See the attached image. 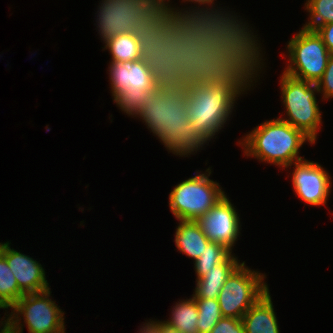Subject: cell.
Returning <instances> with one entry per match:
<instances>
[{"label": "cell", "mask_w": 333, "mask_h": 333, "mask_svg": "<svg viewBox=\"0 0 333 333\" xmlns=\"http://www.w3.org/2000/svg\"><path fill=\"white\" fill-rule=\"evenodd\" d=\"M145 101L136 116L173 154L185 157L208 143L189 121L186 87H158Z\"/></svg>", "instance_id": "6da1fadb"}, {"label": "cell", "mask_w": 333, "mask_h": 333, "mask_svg": "<svg viewBox=\"0 0 333 333\" xmlns=\"http://www.w3.org/2000/svg\"><path fill=\"white\" fill-rule=\"evenodd\" d=\"M169 6V7H168ZM178 11V12H177ZM164 26L176 37L202 36L211 42L214 49H224V60L221 66L218 79L212 84L228 88L233 74L240 62L242 45L240 34L230 22L223 21V18L212 15L204 8L189 9L182 12L174 10L166 3L164 11Z\"/></svg>", "instance_id": "7a4b0ae2"}, {"label": "cell", "mask_w": 333, "mask_h": 333, "mask_svg": "<svg viewBox=\"0 0 333 333\" xmlns=\"http://www.w3.org/2000/svg\"><path fill=\"white\" fill-rule=\"evenodd\" d=\"M142 50V59L159 87H178L182 68V40L164 26V12L154 21L140 23L133 31Z\"/></svg>", "instance_id": "3957f363"}, {"label": "cell", "mask_w": 333, "mask_h": 333, "mask_svg": "<svg viewBox=\"0 0 333 333\" xmlns=\"http://www.w3.org/2000/svg\"><path fill=\"white\" fill-rule=\"evenodd\" d=\"M242 140L239 144L244 147L246 156L282 168L291 167L294 162L303 159L298 154L306 141L314 143L303 131L279 118L261 123Z\"/></svg>", "instance_id": "277c9868"}, {"label": "cell", "mask_w": 333, "mask_h": 333, "mask_svg": "<svg viewBox=\"0 0 333 333\" xmlns=\"http://www.w3.org/2000/svg\"><path fill=\"white\" fill-rule=\"evenodd\" d=\"M186 89L189 121L210 141L229 120L236 98L226 88L212 84L191 85Z\"/></svg>", "instance_id": "5b68a950"}, {"label": "cell", "mask_w": 333, "mask_h": 333, "mask_svg": "<svg viewBox=\"0 0 333 333\" xmlns=\"http://www.w3.org/2000/svg\"><path fill=\"white\" fill-rule=\"evenodd\" d=\"M109 77L112 96L118 107L136 117L146 98L159 86L143 59L110 62Z\"/></svg>", "instance_id": "8992f818"}, {"label": "cell", "mask_w": 333, "mask_h": 333, "mask_svg": "<svg viewBox=\"0 0 333 333\" xmlns=\"http://www.w3.org/2000/svg\"><path fill=\"white\" fill-rule=\"evenodd\" d=\"M100 5L97 28L104 42L122 33H132L140 23L154 21L165 11L160 0H102Z\"/></svg>", "instance_id": "52a82bcc"}, {"label": "cell", "mask_w": 333, "mask_h": 333, "mask_svg": "<svg viewBox=\"0 0 333 333\" xmlns=\"http://www.w3.org/2000/svg\"><path fill=\"white\" fill-rule=\"evenodd\" d=\"M281 97L287 118H279L294 128L303 131L315 143L321 125V112L315 97L319 92L317 84L300 80L282 73Z\"/></svg>", "instance_id": "ba28073f"}, {"label": "cell", "mask_w": 333, "mask_h": 333, "mask_svg": "<svg viewBox=\"0 0 333 333\" xmlns=\"http://www.w3.org/2000/svg\"><path fill=\"white\" fill-rule=\"evenodd\" d=\"M182 68L178 71V87L213 84L219 77L224 60V49L215 46L202 36H183Z\"/></svg>", "instance_id": "9c48e42d"}, {"label": "cell", "mask_w": 333, "mask_h": 333, "mask_svg": "<svg viewBox=\"0 0 333 333\" xmlns=\"http://www.w3.org/2000/svg\"><path fill=\"white\" fill-rule=\"evenodd\" d=\"M207 173L197 174L179 183L169 194V206L177 220H197L225 195L219 183Z\"/></svg>", "instance_id": "30bf717a"}, {"label": "cell", "mask_w": 333, "mask_h": 333, "mask_svg": "<svg viewBox=\"0 0 333 333\" xmlns=\"http://www.w3.org/2000/svg\"><path fill=\"white\" fill-rule=\"evenodd\" d=\"M264 278L265 275L252 271L242 262L226 279L218 295L222 316L241 319L269 291Z\"/></svg>", "instance_id": "8fae6325"}, {"label": "cell", "mask_w": 333, "mask_h": 333, "mask_svg": "<svg viewBox=\"0 0 333 333\" xmlns=\"http://www.w3.org/2000/svg\"><path fill=\"white\" fill-rule=\"evenodd\" d=\"M289 64L284 73L317 84L325 72L330 56L316 31L302 29L287 44Z\"/></svg>", "instance_id": "7c38bea8"}, {"label": "cell", "mask_w": 333, "mask_h": 333, "mask_svg": "<svg viewBox=\"0 0 333 333\" xmlns=\"http://www.w3.org/2000/svg\"><path fill=\"white\" fill-rule=\"evenodd\" d=\"M50 295V289L24 294L11 307L12 327L22 333L20 315H24L29 333H65L64 312L49 298Z\"/></svg>", "instance_id": "4fadbf2b"}, {"label": "cell", "mask_w": 333, "mask_h": 333, "mask_svg": "<svg viewBox=\"0 0 333 333\" xmlns=\"http://www.w3.org/2000/svg\"><path fill=\"white\" fill-rule=\"evenodd\" d=\"M204 10L208 13H211L212 15L223 18V21L225 22H230L240 34L239 37L243 43L242 55L240 62L233 74L230 86L227 88V90L234 96V98H237L242 92H245L246 89H249L252 86L251 84L253 80H255L254 78L257 77L259 68L260 70L262 68L260 67L262 66L260 65L262 64L260 61L263 60L260 53L261 49H259L260 44H258V40H256L257 37L252 35L253 33L251 30H249V26H246V23L244 24L241 20L239 21L235 15H230L229 12L225 13L224 11L222 12L216 10L215 8L212 10L206 7Z\"/></svg>", "instance_id": "5bb4252c"}, {"label": "cell", "mask_w": 333, "mask_h": 333, "mask_svg": "<svg viewBox=\"0 0 333 333\" xmlns=\"http://www.w3.org/2000/svg\"><path fill=\"white\" fill-rule=\"evenodd\" d=\"M235 209L225 194L196 220L210 242L224 246L231 253L241 227L239 214Z\"/></svg>", "instance_id": "9a60e30c"}, {"label": "cell", "mask_w": 333, "mask_h": 333, "mask_svg": "<svg viewBox=\"0 0 333 333\" xmlns=\"http://www.w3.org/2000/svg\"><path fill=\"white\" fill-rule=\"evenodd\" d=\"M293 188L302 201L312 206L326 205L331 191L330 176L318 162L302 159L293 163Z\"/></svg>", "instance_id": "2e32d148"}, {"label": "cell", "mask_w": 333, "mask_h": 333, "mask_svg": "<svg viewBox=\"0 0 333 333\" xmlns=\"http://www.w3.org/2000/svg\"><path fill=\"white\" fill-rule=\"evenodd\" d=\"M9 245V242L0 243V254L6 259L19 289L24 294L50 289L42 265L30 256L11 249Z\"/></svg>", "instance_id": "e0dca14e"}, {"label": "cell", "mask_w": 333, "mask_h": 333, "mask_svg": "<svg viewBox=\"0 0 333 333\" xmlns=\"http://www.w3.org/2000/svg\"><path fill=\"white\" fill-rule=\"evenodd\" d=\"M269 291L264 294L241 318L245 333H279Z\"/></svg>", "instance_id": "ac0fdd59"}, {"label": "cell", "mask_w": 333, "mask_h": 333, "mask_svg": "<svg viewBox=\"0 0 333 333\" xmlns=\"http://www.w3.org/2000/svg\"><path fill=\"white\" fill-rule=\"evenodd\" d=\"M239 260L232 253L213 269L208 270L196 280L194 298L217 299L229 275L240 265Z\"/></svg>", "instance_id": "d6986e66"}, {"label": "cell", "mask_w": 333, "mask_h": 333, "mask_svg": "<svg viewBox=\"0 0 333 333\" xmlns=\"http://www.w3.org/2000/svg\"><path fill=\"white\" fill-rule=\"evenodd\" d=\"M175 232V244L178 251L194 261L199 258L210 242L196 220H179Z\"/></svg>", "instance_id": "ffe728a7"}, {"label": "cell", "mask_w": 333, "mask_h": 333, "mask_svg": "<svg viewBox=\"0 0 333 333\" xmlns=\"http://www.w3.org/2000/svg\"><path fill=\"white\" fill-rule=\"evenodd\" d=\"M104 49L111 53V62L136 61L142 59L141 45L133 33H122L105 42Z\"/></svg>", "instance_id": "44dd1931"}, {"label": "cell", "mask_w": 333, "mask_h": 333, "mask_svg": "<svg viewBox=\"0 0 333 333\" xmlns=\"http://www.w3.org/2000/svg\"><path fill=\"white\" fill-rule=\"evenodd\" d=\"M197 320L198 307L192 296V298L181 300L175 304L170 320L164 321V323L181 333H198Z\"/></svg>", "instance_id": "7402d4cb"}, {"label": "cell", "mask_w": 333, "mask_h": 333, "mask_svg": "<svg viewBox=\"0 0 333 333\" xmlns=\"http://www.w3.org/2000/svg\"><path fill=\"white\" fill-rule=\"evenodd\" d=\"M23 295L6 259L0 254V301L11 308Z\"/></svg>", "instance_id": "603a6c76"}, {"label": "cell", "mask_w": 333, "mask_h": 333, "mask_svg": "<svg viewBox=\"0 0 333 333\" xmlns=\"http://www.w3.org/2000/svg\"><path fill=\"white\" fill-rule=\"evenodd\" d=\"M198 307V333H210L223 317L217 299L194 298Z\"/></svg>", "instance_id": "cb8c5ba5"}, {"label": "cell", "mask_w": 333, "mask_h": 333, "mask_svg": "<svg viewBox=\"0 0 333 333\" xmlns=\"http://www.w3.org/2000/svg\"><path fill=\"white\" fill-rule=\"evenodd\" d=\"M231 252L224 246L215 242H209L202 255L194 261L197 279L201 278L208 270L213 269L217 264L222 263Z\"/></svg>", "instance_id": "d4e9b609"}, {"label": "cell", "mask_w": 333, "mask_h": 333, "mask_svg": "<svg viewBox=\"0 0 333 333\" xmlns=\"http://www.w3.org/2000/svg\"><path fill=\"white\" fill-rule=\"evenodd\" d=\"M306 10L310 20L303 26L315 31L318 27L333 22V0H307Z\"/></svg>", "instance_id": "484cf974"}, {"label": "cell", "mask_w": 333, "mask_h": 333, "mask_svg": "<svg viewBox=\"0 0 333 333\" xmlns=\"http://www.w3.org/2000/svg\"><path fill=\"white\" fill-rule=\"evenodd\" d=\"M319 92L323 95V99L333 97V54H330L325 72L322 78L317 82Z\"/></svg>", "instance_id": "4316f807"}, {"label": "cell", "mask_w": 333, "mask_h": 333, "mask_svg": "<svg viewBox=\"0 0 333 333\" xmlns=\"http://www.w3.org/2000/svg\"><path fill=\"white\" fill-rule=\"evenodd\" d=\"M210 333H245L242 319L222 317Z\"/></svg>", "instance_id": "83f0119b"}, {"label": "cell", "mask_w": 333, "mask_h": 333, "mask_svg": "<svg viewBox=\"0 0 333 333\" xmlns=\"http://www.w3.org/2000/svg\"><path fill=\"white\" fill-rule=\"evenodd\" d=\"M322 38L328 51L333 54V22L322 25L315 30Z\"/></svg>", "instance_id": "f1b7e54d"}, {"label": "cell", "mask_w": 333, "mask_h": 333, "mask_svg": "<svg viewBox=\"0 0 333 333\" xmlns=\"http://www.w3.org/2000/svg\"><path fill=\"white\" fill-rule=\"evenodd\" d=\"M164 321H148L146 324L144 323L142 326L143 328H140V332L139 333H162V328L164 325Z\"/></svg>", "instance_id": "f546056e"}, {"label": "cell", "mask_w": 333, "mask_h": 333, "mask_svg": "<svg viewBox=\"0 0 333 333\" xmlns=\"http://www.w3.org/2000/svg\"><path fill=\"white\" fill-rule=\"evenodd\" d=\"M2 320L4 321H0V323L2 322L1 326L3 329L2 328L0 329L1 330L0 333H20L12 327L11 316H9L6 320L5 319Z\"/></svg>", "instance_id": "4dcf8cb0"}, {"label": "cell", "mask_w": 333, "mask_h": 333, "mask_svg": "<svg viewBox=\"0 0 333 333\" xmlns=\"http://www.w3.org/2000/svg\"><path fill=\"white\" fill-rule=\"evenodd\" d=\"M162 333H181L177 329L171 328L168 325L164 324L162 328Z\"/></svg>", "instance_id": "1f68e13d"}, {"label": "cell", "mask_w": 333, "mask_h": 333, "mask_svg": "<svg viewBox=\"0 0 333 333\" xmlns=\"http://www.w3.org/2000/svg\"><path fill=\"white\" fill-rule=\"evenodd\" d=\"M184 1H185V2H186V1H189V2H190V1H191V2H194V3H198L199 5H202V4H203V5H204V4H205V5H206V4L209 5V4H213V3H214V0H184Z\"/></svg>", "instance_id": "d6a6232c"}, {"label": "cell", "mask_w": 333, "mask_h": 333, "mask_svg": "<svg viewBox=\"0 0 333 333\" xmlns=\"http://www.w3.org/2000/svg\"><path fill=\"white\" fill-rule=\"evenodd\" d=\"M8 309L1 301H0V309Z\"/></svg>", "instance_id": "836d02e7"}, {"label": "cell", "mask_w": 333, "mask_h": 333, "mask_svg": "<svg viewBox=\"0 0 333 333\" xmlns=\"http://www.w3.org/2000/svg\"><path fill=\"white\" fill-rule=\"evenodd\" d=\"M164 5L167 3L166 0H160ZM169 1V0H168Z\"/></svg>", "instance_id": "e575fe53"}]
</instances>
